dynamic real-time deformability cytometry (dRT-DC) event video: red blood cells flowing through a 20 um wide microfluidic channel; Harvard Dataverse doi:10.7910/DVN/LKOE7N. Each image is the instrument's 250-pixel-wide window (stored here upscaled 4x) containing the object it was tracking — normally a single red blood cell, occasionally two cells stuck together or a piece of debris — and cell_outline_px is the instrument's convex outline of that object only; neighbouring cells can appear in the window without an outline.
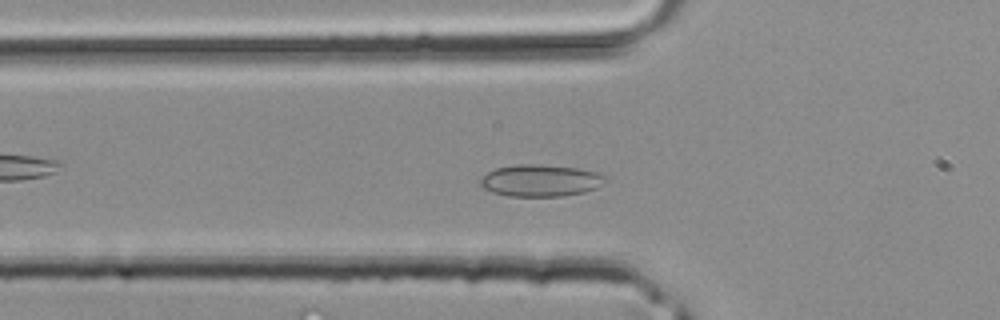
{"species": "common noctule bat (a hibernating species)", "species_latin": "Nyctalus noctula", "temperature_condition": "room temperature", "stored_images_in_passage": 34, "camera_frame_rate_fps": 3000, "um_per_image_px": 0.085, "animal": {"sex": "male", "body_mass_g": 20.4}, "frame": {"image": 1, "passage_image": 9, "time_ms": 2.667, "image_size_px": [1000, 320], "cell_outline_px": [[608, 180], [596, 188], [584, 192], [560, 196], [508, 196], [492, 192], [480, 188], [480, 180], [488, 172], [496, 168], [516, 164], [540, 164], [580, 168], [596, 172], [604, 176]], "centroid_in_image_um": [45.93, 15.34], "position_along_channel_um": 79.9, "area_um2": 23.35}}
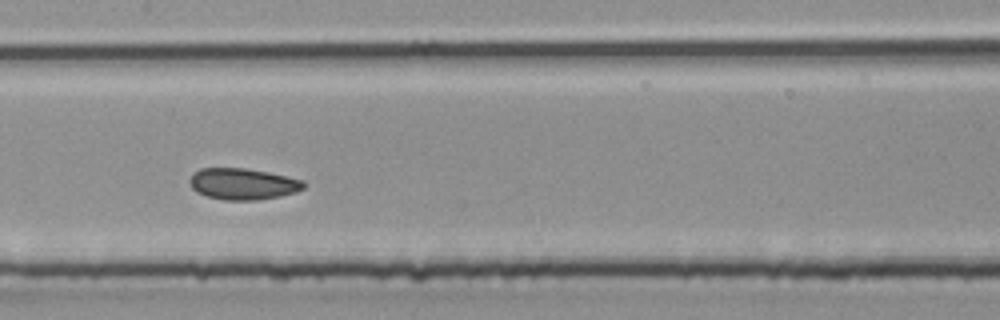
{"frame": {"image": 2, "passage_image": 15, "time_ms": 4.667, "image_size_px": [1000, 320], "cell_outline_px": [[304, 188], [296, 192], [280, 196], [256, 200], [224, 200], [208, 196], [196, 192], [192, 188], [188, 180], [192, 172], [200, 168], [244, 168], [268, 172], [304, 180]], "centroid_in_image_um": [20.61, 15.63], "position_along_channel_um": 186.8, "area_um2": 20.92}}
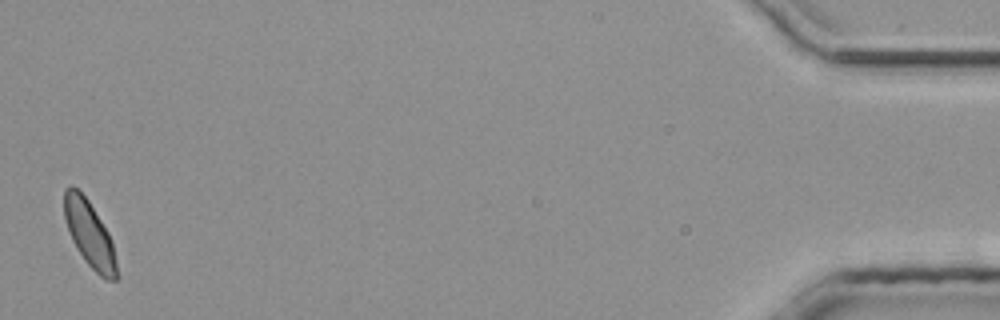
{"frame": {"image": 3, "passage_image": 34, "time_ms": 11.0, "image_size_px": [1000, 320], "cell_outline_px": [[120, 276], [116, 280], [104, 280], [84, 260], [72, 240], [64, 216], [64, 188], [72, 184], [88, 200], [108, 232], [112, 240]], "centroid_in_image_um": [7.64, 19.94], "position_along_channel_um": 427.6, "area_um2": 20.29}}